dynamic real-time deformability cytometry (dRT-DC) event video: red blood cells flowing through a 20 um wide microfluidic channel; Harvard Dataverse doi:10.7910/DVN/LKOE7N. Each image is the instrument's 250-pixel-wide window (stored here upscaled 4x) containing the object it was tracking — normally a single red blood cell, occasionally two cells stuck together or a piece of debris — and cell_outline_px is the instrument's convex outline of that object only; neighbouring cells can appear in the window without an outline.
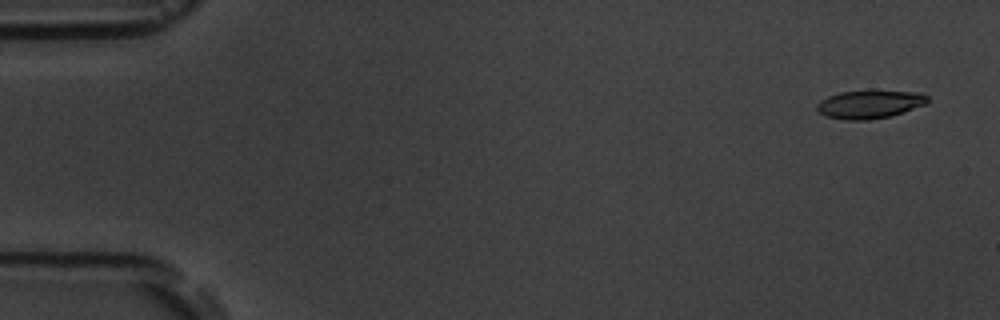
{"species": "common noctule bat (a hibernating species)", "species_latin": "Nyctalus noctula", "temperature_condition": "room temperature", "stored_images_in_passage": 5, "camera_frame_rate_fps": 3000, "um_per_image_px": 0.085, "animal": {"sex": "male", "body_mass_g": 19.5, "forearm_length_mm": 54.6}, "frame": {"image": 1, "passage_image": 1, "time_ms": 0.0, "image_size_px": [1000, 320], "cell_outline_px": [[928, 100], [924, 104], [904, 112], [892, 116], [868, 120], [844, 120], [824, 116], [816, 108], [816, 104], [820, 100], [828, 96], [840, 92], [924, 92], [928, 96]], "centroid_in_image_um": [73.89, 8.89], "position_along_channel_um": 11.1, "area_um2": 17.92}}
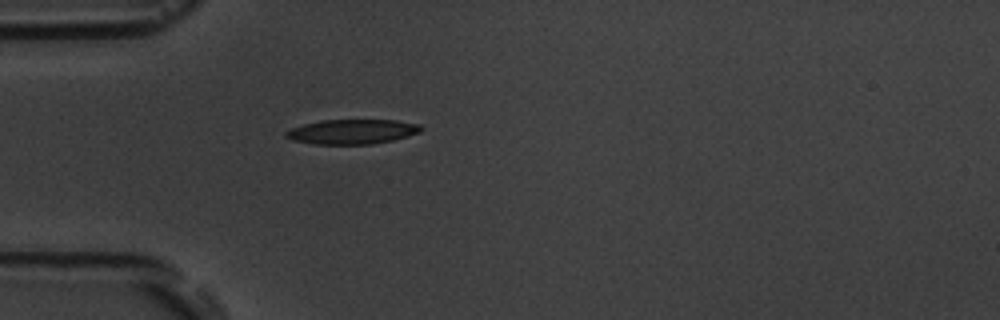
{"frame": {"image": 2, "passage_image": 5, "time_ms": 4.667, "image_size_px": [1000, 320], "cell_outline_px": [[424, 128], [420, 132], [408, 136], [392, 140], [372, 144], [312, 144], [292, 140], [284, 136], [284, 132], [292, 128], [304, 124], [320, 120], [396, 120], [420, 124]], "centroid_in_image_um": [29.93, 11.19], "position_along_channel_um": 55.1, "area_um2": 19.54}}